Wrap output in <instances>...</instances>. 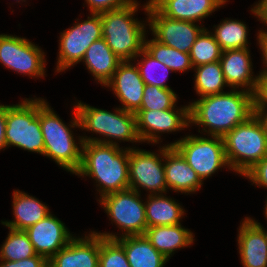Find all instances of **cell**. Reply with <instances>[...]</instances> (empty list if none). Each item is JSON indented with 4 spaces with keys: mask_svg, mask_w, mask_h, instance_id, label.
<instances>
[{
    "mask_svg": "<svg viewBox=\"0 0 267 267\" xmlns=\"http://www.w3.org/2000/svg\"><path fill=\"white\" fill-rule=\"evenodd\" d=\"M98 201L110 217L111 223H114L122 231V234L117 236L119 234L93 231L94 233L113 240L145 234L147 229L145 202L143 203L140 193L127 189L104 195Z\"/></svg>",
    "mask_w": 267,
    "mask_h": 267,
    "instance_id": "obj_7",
    "label": "cell"
},
{
    "mask_svg": "<svg viewBox=\"0 0 267 267\" xmlns=\"http://www.w3.org/2000/svg\"><path fill=\"white\" fill-rule=\"evenodd\" d=\"M139 7L136 0L123 8L100 13L103 38L122 61H135L144 49L147 25L134 17Z\"/></svg>",
    "mask_w": 267,
    "mask_h": 267,
    "instance_id": "obj_5",
    "label": "cell"
},
{
    "mask_svg": "<svg viewBox=\"0 0 267 267\" xmlns=\"http://www.w3.org/2000/svg\"><path fill=\"white\" fill-rule=\"evenodd\" d=\"M211 32L223 51L249 48L248 27L241 20L226 18Z\"/></svg>",
    "mask_w": 267,
    "mask_h": 267,
    "instance_id": "obj_28",
    "label": "cell"
},
{
    "mask_svg": "<svg viewBox=\"0 0 267 267\" xmlns=\"http://www.w3.org/2000/svg\"><path fill=\"white\" fill-rule=\"evenodd\" d=\"M74 105L78 114L80 129L103 136L102 139L101 137L81 136L83 143L97 142L117 146H119L118 142L121 141L141 143L137 133L135 113L125 111L120 107L115 108L113 113L84 104L81 101Z\"/></svg>",
    "mask_w": 267,
    "mask_h": 267,
    "instance_id": "obj_4",
    "label": "cell"
},
{
    "mask_svg": "<svg viewBox=\"0 0 267 267\" xmlns=\"http://www.w3.org/2000/svg\"><path fill=\"white\" fill-rule=\"evenodd\" d=\"M82 61L95 81H98L97 84L104 86L112 78L122 60L113 53L105 39L101 38L87 48Z\"/></svg>",
    "mask_w": 267,
    "mask_h": 267,
    "instance_id": "obj_24",
    "label": "cell"
},
{
    "mask_svg": "<svg viewBox=\"0 0 267 267\" xmlns=\"http://www.w3.org/2000/svg\"><path fill=\"white\" fill-rule=\"evenodd\" d=\"M144 49L162 64H165L172 72H186L193 69L189 53H183L177 49L168 47L154 38L144 40Z\"/></svg>",
    "mask_w": 267,
    "mask_h": 267,
    "instance_id": "obj_29",
    "label": "cell"
},
{
    "mask_svg": "<svg viewBox=\"0 0 267 267\" xmlns=\"http://www.w3.org/2000/svg\"><path fill=\"white\" fill-rule=\"evenodd\" d=\"M129 148L97 142L82 145L81 164L75 175L96 181L100 197L129 189Z\"/></svg>",
    "mask_w": 267,
    "mask_h": 267,
    "instance_id": "obj_2",
    "label": "cell"
},
{
    "mask_svg": "<svg viewBox=\"0 0 267 267\" xmlns=\"http://www.w3.org/2000/svg\"><path fill=\"white\" fill-rule=\"evenodd\" d=\"M0 267H48V260L42 255H36L19 261L0 260Z\"/></svg>",
    "mask_w": 267,
    "mask_h": 267,
    "instance_id": "obj_37",
    "label": "cell"
},
{
    "mask_svg": "<svg viewBox=\"0 0 267 267\" xmlns=\"http://www.w3.org/2000/svg\"><path fill=\"white\" fill-rule=\"evenodd\" d=\"M260 22L267 26V0H259L250 10Z\"/></svg>",
    "mask_w": 267,
    "mask_h": 267,
    "instance_id": "obj_39",
    "label": "cell"
},
{
    "mask_svg": "<svg viewBox=\"0 0 267 267\" xmlns=\"http://www.w3.org/2000/svg\"><path fill=\"white\" fill-rule=\"evenodd\" d=\"M44 51L30 40L0 34V64L18 74L39 78L46 75V58Z\"/></svg>",
    "mask_w": 267,
    "mask_h": 267,
    "instance_id": "obj_12",
    "label": "cell"
},
{
    "mask_svg": "<svg viewBox=\"0 0 267 267\" xmlns=\"http://www.w3.org/2000/svg\"><path fill=\"white\" fill-rule=\"evenodd\" d=\"M244 176L250 180L252 185L255 184L267 189V155L247 171Z\"/></svg>",
    "mask_w": 267,
    "mask_h": 267,
    "instance_id": "obj_36",
    "label": "cell"
},
{
    "mask_svg": "<svg viewBox=\"0 0 267 267\" xmlns=\"http://www.w3.org/2000/svg\"><path fill=\"white\" fill-rule=\"evenodd\" d=\"M265 218L267 219V216L265 215ZM265 233L266 239H267V231L265 230V228L263 227V225H261L260 222L255 221L254 219H252Z\"/></svg>",
    "mask_w": 267,
    "mask_h": 267,
    "instance_id": "obj_43",
    "label": "cell"
},
{
    "mask_svg": "<svg viewBox=\"0 0 267 267\" xmlns=\"http://www.w3.org/2000/svg\"><path fill=\"white\" fill-rule=\"evenodd\" d=\"M145 237L168 260L178 249L191 246L194 235L181 224L147 227Z\"/></svg>",
    "mask_w": 267,
    "mask_h": 267,
    "instance_id": "obj_22",
    "label": "cell"
},
{
    "mask_svg": "<svg viewBox=\"0 0 267 267\" xmlns=\"http://www.w3.org/2000/svg\"><path fill=\"white\" fill-rule=\"evenodd\" d=\"M238 229V250L244 267H267V239L264 231L245 217Z\"/></svg>",
    "mask_w": 267,
    "mask_h": 267,
    "instance_id": "obj_20",
    "label": "cell"
},
{
    "mask_svg": "<svg viewBox=\"0 0 267 267\" xmlns=\"http://www.w3.org/2000/svg\"><path fill=\"white\" fill-rule=\"evenodd\" d=\"M195 71L194 88L200 98L224 93L229 87L225 81L220 61L202 64L193 68Z\"/></svg>",
    "mask_w": 267,
    "mask_h": 267,
    "instance_id": "obj_27",
    "label": "cell"
},
{
    "mask_svg": "<svg viewBox=\"0 0 267 267\" xmlns=\"http://www.w3.org/2000/svg\"><path fill=\"white\" fill-rule=\"evenodd\" d=\"M9 233L0 248V260L19 261L36 256L28 234L24 230L8 228Z\"/></svg>",
    "mask_w": 267,
    "mask_h": 267,
    "instance_id": "obj_30",
    "label": "cell"
},
{
    "mask_svg": "<svg viewBox=\"0 0 267 267\" xmlns=\"http://www.w3.org/2000/svg\"><path fill=\"white\" fill-rule=\"evenodd\" d=\"M168 146H174L181 153L202 181L219 169L226 167L229 169L223 137L186 135Z\"/></svg>",
    "mask_w": 267,
    "mask_h": 267,
    "instance_id": "obj_9",
    "label": "cell"
},
{
    "mask_svg": "<svg viewBox=\"0 0 267 267\" xmlns=\"http://www.w3.org/2000/svg\"><path fill=\"white\" fill-rule=\"evenodd\" d=\"M220 63L225 81L229 88L248 91L258 95L259 75H253V65L249 48L232 49L222 52Z\"/></svg>",
    "mask_w": 267,
    "mask_h": 267,
    "instance_id": "obj_17",
    "label": "cell"
},
{
    "mask_svg": "<svg viewBox=\"0 0 267 267\" xmlns=\"http://www.w3.org/2000/svg\"><path fill=\"white\" fill-rule=\"evenodd\" d=\"M116 241L124 248L130 267H164L169 261L145 235L125 236Z\"/></svg>",
    "mask_w": 267,
    "mask_h": 267,
    "instance_id": "obj_25",
    "label": "cell"
},
{
    "mask_svg": "<svg viewBox=\"0 0 267 267\" xmlns=\"http://www.w3.org/2000/svg\"><path fill=\"white\" fill-rule=\"evenodd\" d=\"M256 95L241 89L189 102L190 125L202 126L207 136L224 137L254 114Z\"/></svg>",
    "mask_w": 267,
    "mask_h": 267,
    "instance_id": "obj_1",
    "label": "cell"
},
{
    "mask_svg": "<svg viewBox=\"0 0 267 267\" xmlns=\"http://www.w3.org/2000/svg\"><path fill=\"white\" fill-rule=\"evenodd\" d=\"M139 57L141 60H138ZM138 63H136L140 76L145 84L155 85L164 89H171L166 80L168 79L169 73L172 71L165 64H162L157 59H155L151 54H149L145 49H143L136 58ZM140 61V62H139ZM158 71V72H157ZM160 72V73H159Z\"/></svg>",
    "mask_w": 267,
    "mask_h": 267,
    "instance_id": "obj_32",
    "label": "cell"
},
{
    "mask_svg": "<svg viewBox=\"0 0 267 267\" xmlns=\"http://www.w3.org/2000/svg\"><path fill=\"white\" fill-rule=\"evenodd\" d=\"M154 39L183 53H189L197 37L205 29L194 22L175 20L162 15L149 1L142 5ZM203 27V28H202Z\"/></svg>",
    "mask_w": 267,
    "mask_h": 267,
    "instance_id": "obj_13",
    "label": "cell"
},
{
    "mask_svg": "<svg viewBox=\"0 0 267 267\" xmlns=\"http://www.w3.org/2000/svg\"><path fill=\"white\" fill-rule=\"evenodd\" d=\"M98 267H130L124 248L116 240L100 236Z\"/></svg>",
    "mask_w": 267,
    "mask_h": 267,
    "instance_id": "obj_34",
    "label": "cell"
},
{
    "mask_svg": "<svg viewBox=\"0 0 267 267\" xmlns=\"http://www.w3.org/2000/svg\"><path fill=\"white\" fill-rule=\"evenodd\" d=\"M175 107L177 105L167 110H138L135 115L140 141L154 145L161 140L160 133H172L190 127L189 104Z\"/></svg>",
    "mask_w": 267,
    "mask_h": 267,
    "instance_id": "obj_14",
    "label": "cell"
},
{
    "mask_svg": "<svg viewBox=\"0 0 267 267\" xmlns=\"http://www.w3.org/2000/svg\"><path fill=\"white\" fill-rule=\"evenodd\" d=\"M103 38L101 15L90 13L87 20L75 22L60 33L59 54L56 71L65 72L83 59L87 48L95 41Z\"/></svg>",
    "mask_w": 267,
    "mask_h": 267,
    "instance_id": "obj_10",
    "label": "cell"
},
{
    "mask_svg": "<svg viewBox=\"0 0 267 267\" xmlns=\"http://www.w3.org/2000/svg\"><path fill=\"white\" fill-rule=\"evenodd\" d=\"M223 50L211 31L205 28L197 37L189 52L192 67L220 61Z\"/></svg>",
    "mask_w": 267,
    "mask_h": 267,
    "instance_id": "obj_31",
    "label": "cell"
},
{
    "mask_svg": "<svg viewBox=\"0 0 267 267\" xmlns=\"http://www.w3.org/2000/svg\"><path fill=\"white\" fill-rule=\"evenodd\" d=\"M136 0H85L90 13L100 14L102 12L116 10L128 6Z\"/></svg>",
    "mask_w": 267,
    "mask_h": 267,
    "instance_id": "obj_35",
    "label": "cell"
},
{
    "mask_svg": "<svg viewBox=\"0 0 267 267\" xmlns=\"http://www.w3.org/2000/svg\"><path fill=\"white\" fill-rule=\"evenodd\" d=\"M254 114L261 121L265 131L267 132V101H255Z\"/></svg>",
    "mask_w": 267,
    "mask_h": 267,
    "instance_id": "obj_40",
    "label": "cell"
},
{
    "mask_svg": "<svg viewBox=\"0 0 267 267\" xmlns=\"http://www.w3.org/2000/svg\"><path fill=\"white\" fill-rule=\"evenodd\" d=\"M177 95L172 89L145 84L139 110H167L176 105Z\"/></svg>",
    "mask_w": 267,
    "mask_h": 267,
    "instance_id": "obj_33",
    "label": "cell"
},
{
    "mask_svg": "<svg viewBox=\"0 0 267 267\" xmlns=\"http://www.w3.org/2000/svg\"><path fill=\"white\" fill-rule=\"evenodd\" d=\"M104 87L111 88L123 110L136 113L140 109L145 83L131 60L121 61Z\"/></svg>",
    "mask_w": 267,
    "mask_h": 267,
    "instance_id": "obj_16",
    "label": "cell"
},
{
    "mask_svg": "<svg viewBox=\"0 0 267 267\" xmlns=\"http://www.w3.org/2000/svg\"><path fill=\"white\" fill-rule=\"evenodd\" d=\"M100 235L90 231L74 237L68 245L48 260V267H98Z\"/></svg>",
    "mask_w": 267,
    "mask_h": 267,
    "instance_id": "obj_18",
    "label": "cell"
},
{
    "mask_svg": "<svg viewBox=\"0 0 267 267\" xmlns=\"http://www.w3.org/2000/svg\"><path fill=\"white\" fill-rule=\"evenodd\" d=\"M24 231L28 234L36 253L47 260L75 237L65 223L51 213Z\"/></svg>",
    "mask_w": 267,
    "mask_h": 267,
    "instance_id": "obj_15",
    "label": "cell"
},
{
    "mask_svg": "<svg viewBox=\"0 0 267 267\" xmlns=\"http://www.w3.org/2000/svg\"><path fill=\"white\" fill-rule=\"evenodd\" d=\"M5 130H6V105L0 104V151L6 149L5 140Z\"/></svg>",
    "mask_w": 267,
    "mask_h": 267,
    "instance_id": "obj_41",
    "label": "cell"
},
{
    "mask_svg": "<svg viewBox=\"0 0 267 267\" xmlns=\"http://www.w3.org/2000/svg\"><path fill=\"white\" fill-rule=\"evenodd\" d=\"M158 151L159 154L136 147L129 148V189L138 193L144 189L150 194L167 192L164 146H160Z\"/></svg>",
    "mask_w": 267,
    "mask_h": 267,
    "instance_id": "obj_11",
    "label": "cell"
},
{
    "mask_svg": "<svg viewBox=\"0 0 267 267\" xmlns=\"http://www.w3.org/2000/svg\"><path fill=\"white\" fill-rule=\"evenodd\" d=\"M149 2L168 18L199 23L228 0H149Z\"/></svg>",
    "mask_w": 267,
    "mask_h": 267,
    "instance_id": "obj_21",
    "label": "cell"
},
{
    "mask_svg": "<svg viewBox=\"0 0 267 267\" xmlns=\"http://www.w3.org/2000/svg\"><path fill=\"white\" fill-rule=\"evenodd\" d=\"M12 203L14 220L1 223L14 230H26L51 213L45 203L24 191L14 190Z\"/></svg>",
    "mask_w": 267,
    "mask_h": 267,
    "instance_id": "obj_23",
    "label": "cell"
},
{
    "mask_svg": "<svg viewBox=\"0 0 267 267\" xmlns=\"http://www.w3.org/2000/svg\"><path fill=\"white\" fill-rule=\"evenodd\" d=\"M260 77V89L255 101H267V74H258Z\"/></svg>",
    "mask_w": 267,
    "mask_h": 267,
    "instance_id": "obj_42",
    "label": "cell"
},
{
    "mask_svg": "<svg viewBox=\"0 0 267 267\" xmlns=\"http://www.w3.org/2000/svg\"><path fill=\"white\" fill-rule=\"evenodd\" d=\"M73 107L74 118L72 117L71 123L66 125L45 99L38 98V117L44 139L43 155L55 161L63 170L75 174L81 164L83 141L81 136H77L78 146L71 130L80 128L75 105Z\"/></svg>",
    "mask_w": 267,
    "mask_h": 267,
    "instance_id": "obj_3",
    "label": "cell"
},
{
    "mask_svg": "<svg viewBox=\"0 0 267 267\" xmlns=\"http://www.w3.org/2000/svg\"><path fill=\"white\" fill-rule=\"evenodd\" d=\"M266 199H267V198H266ZM265 206H266V207L264 208V209H265V210H264V211H265L264 214L267 216V200H266V204H265Z\"/></svg>",
    "mask_w": 267,
    "mask_h": 267,
    "instance_id": "obj_44",
    "label": "cell"
},
{
    "mask_svg": "<svg viewBox=\"0 0 267 267\" xmlns=\"http://www.w3.org/2000/svg\"><path fill=\"white\" fill-rule=\"evenodd\" d=\"M18 3H20V1H23V2H25L26 0H16Z\"/></svg>",
    "mask_w": 267,
    "mask_h": 267,
    "instance_id": "obj_45",
    "label": "cell"
},
{
    "mask_svg": "<svg viewBox=\"0 0 267 267\" xmlns=\"http://www.w3.org/2000/svg\"><path fill=\"white\" fill-rule=\"evenodd\" d=\"M223 141L229 169L241 176L267 155V132L255 114L229 131Z\"/></svg>",
    "mask_w": 267,
    "mask_h": 267,
    "instance_id": "obj_6",
    "label": "cell"
},
{
    "mask_svg": "<svg viewBox=\"0 0 267 267\" xmlns=\"http://www.w3.org/2000/svg\"><path fill=\"white\" fill-rule=\"evenodd\" d=\"M147 227L178 225L185 210L174 199L164 194H148L145 201Z\"/></svg>",
    "mask_w": 267,
    "mask_h": 267,
    "instance_id": "obj_26",
    "label": "cell"
},
{
    "mask_svg": "<svg viewBox=\"0 0 267 267\" xmlns=\"http://www.w3.org/2000/svg\"><path fill=\"white\" fill-rule=\"evenodd\" d=\"M20 102L6 105V145L8 148L15 146L43 155L44 139L38 117V98H26Z\"/></svg>",
    "mask_w": 267,
    "mask_h": 267,
    "instance_id": "obj_8",
    "label": "cell"
},
{
    "mask_svg": "<svg viewBox=\"0 0 267 267\" xmlns=\"http://www.w3.org/2000/svg\"><path fill=\"white\" fill-rule=\"evenodd\" d=\"M257 43L260 47L261 50V54H262V60H263V64H264V68L263 70H261V72L259 71V74H267V29L265 30H258L257 33Z\"/></svg>",
    "mask_w": 267,
    "mask_h": 267,
    "instance_id": "obj_38",
    "label": "cell"
},
{
    "mask_svg": "<svg viewBox=\"0 0 267 267\" xmlns=\"http://www.w3.org/2000/svg\"><path fill=\"white\" fill-rule=\"evenodd\" d=\"M164 171L167 189L184 194L199 191L203 181L174 147L164 145Z\"/></svg>",
    "mask_w": 267,
    "mask_h": 267,
    "instance_id": "obj_19",
    "label": "cell"
}]
</instances>
